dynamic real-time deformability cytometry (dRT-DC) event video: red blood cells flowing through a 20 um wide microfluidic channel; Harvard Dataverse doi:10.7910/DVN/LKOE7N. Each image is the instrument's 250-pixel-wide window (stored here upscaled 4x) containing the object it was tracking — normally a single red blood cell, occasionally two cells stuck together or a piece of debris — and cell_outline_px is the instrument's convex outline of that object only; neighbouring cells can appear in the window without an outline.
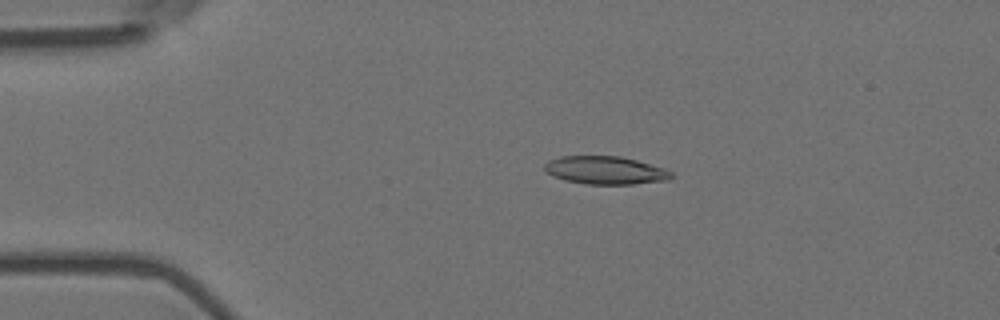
{"species": "Egyptian fruit bat (a non-hibernating species)", "species_latin": "Rousettus aegyptiacus", "temperature_condition": "room temperature", "stored_images_in_passage": 24, "camera_frame_rate_fps": 3000, "um_per_image_px": 0.085, "animal": {"sex": "female"}, "frame": {"image": 1, "passage_image": 11, "time_ms": 3.333, "image_size_px": [1000, 320], "cell_outline_px": [[676, 176], [668, 180], [632, 184], [584, 184], [564, 180], [552, 176], [544, 168], [544, 164], [548, 160], [560, 156], [620, 156], [636, 160], [664, 168], [672, 172]], "centroid_in_image_um": [51.46, 14.47], "position_along_channel_um": 33.5, "area_um2": 20.81}}
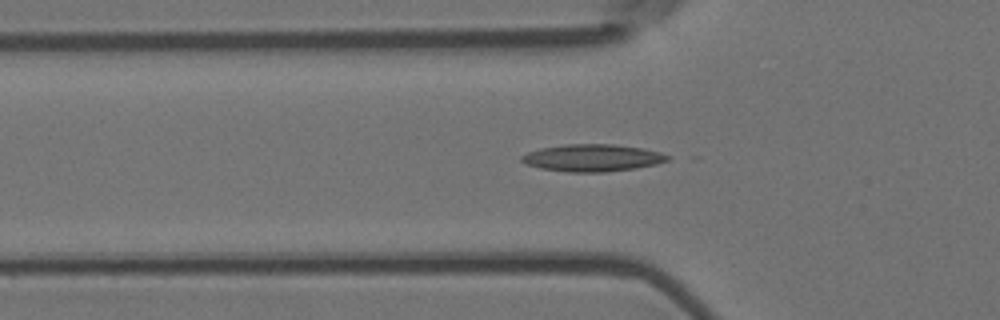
{"frame": {"image": 2, "passage_image": 18, "time_ms": 5.667, "image_size_px": [1000, 320], "cell_outline_px": [[672, 156], [668, 160], [656, 164], [636, 168], [604, 172], [568, 172], [540, 168], [528, 164], [520, 160], [520, 156], [528, 152], [540, 148], [564, 144], [612, 144], [644, 148], [660, 152]], "centroid_in_image_um": [50.37, 13.41], "position_along_channel_um": 75.4, "area_um2": 23.18}}
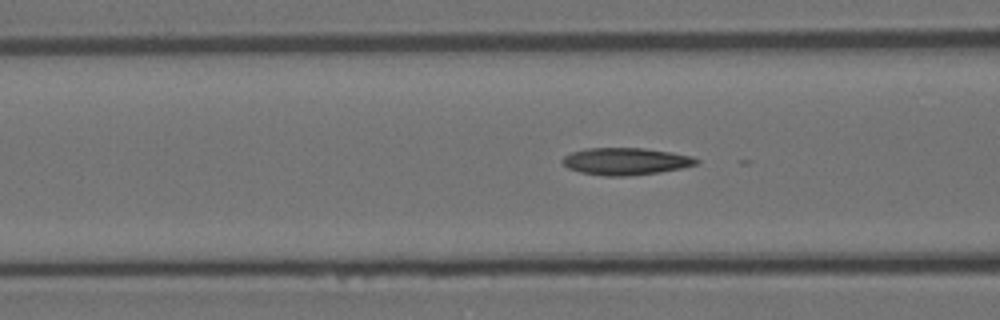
{"frame": {"image": 3, "passage_image": 21, "time_ms": 6.667, "image_size_px": [1000, 320], "cell_outline_px": [[700, 164], [660, 172], [628, 176], [604, 176], [580, 172], [568, 168], [560, 160], [564, 156], [572, 152], [588, 148], [644, 148], [672, 152], [692, 156], [700, 160]], "centroid_in_image_um": [53.21, 13.71], "position_along_channel_um": 113.4, "area_um2": 21.27}}